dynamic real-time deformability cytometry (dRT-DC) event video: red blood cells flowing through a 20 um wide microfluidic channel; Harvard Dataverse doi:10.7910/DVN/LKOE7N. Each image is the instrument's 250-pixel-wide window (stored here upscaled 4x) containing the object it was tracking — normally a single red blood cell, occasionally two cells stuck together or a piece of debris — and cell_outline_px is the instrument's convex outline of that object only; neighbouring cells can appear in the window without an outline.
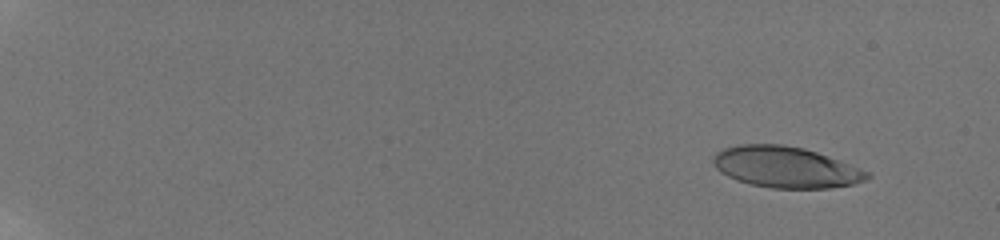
{"species": "human", "species_latin": "Homo sapiens", "temperature_condition": "room temperature", "stored_images_in_passage": 58, "camera_frame_rate_fps": 3000, "um_per_image_px": 0.085, "donor": {"sex": "male"}, "frame": {"image": 1, "passage_image": 6, "time_ms": 1.667, "image_size_px": [1000, 240], "cell_outline_px": [[872, 176], [864, 180], [852, 184], [828, 188], [772, 188], [752, 184], [736, 180], [720, 172], [716, 168], [712, 160], [712, 156], [716, 152], [724, 148], [740, 144], [784, 144], [804, 148], [816, 152], [872, 172]], "centroid_in_image_um": [66.78, 14.2], "position_along_channel_um": 18.2, "area_um2": 36.88}}
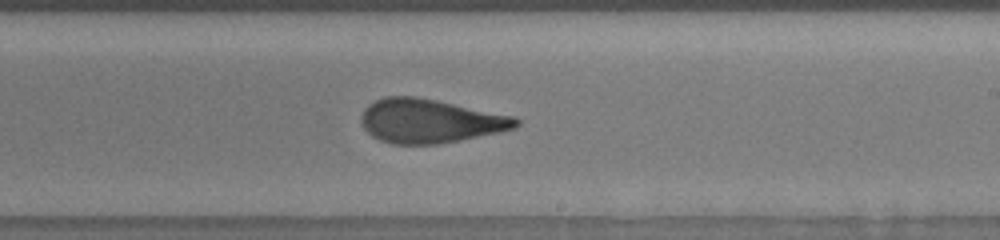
{"frame": {"image": 2, "passage_image": 39, "time_ms": 12.667, "image_size_px": [1000, 240], "cell_outline_px": [[520, 124], [516, 128], [500, 132], [460, 140], [436, 144], [392, 144], [380, 140], [372, 136], [364, 128], [360, 116], [364, 108], [368, 104], [384, 96], [416, 96], [516, 116], [520, 120]], "centroid_in_image_um": [36.56, 10.28], "position_along_channel_um": 252.4, "area_um2": 39.77}}
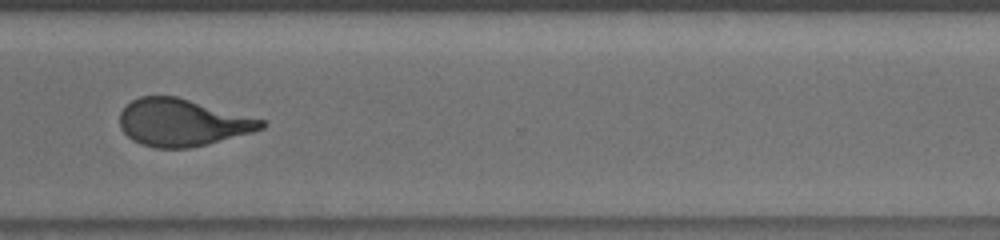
{"frame": {"image": 3, "passage_image": 47, "time_ms": 15.333, "image_size_px": [1000, 240], "cell_outline_px": [[268, 124], [264, 128], [252, 132], [208, 144], [188, 148], [156, 148], [140, 144], [132, 140], [120, 128], [120, 112], [132, 100], [140, 96], [176, 96], [264, 120]], "centroid_in_image_um": [15.48, 10.42], "position_along_channel_um": 355.1, "area_um2": 38.78}, "authors_computed_cell_mechanics": {"area_um2": 38.726, "velocity_mm_per_s": 3.8537, "shape_relaxation_time_tau1_ms": 7.377, "shape_relaxation_time_tau2_ms": 1.1956, "deformation_change_tau1": 0.266, "deformation_change_tau2": 0.0983}}